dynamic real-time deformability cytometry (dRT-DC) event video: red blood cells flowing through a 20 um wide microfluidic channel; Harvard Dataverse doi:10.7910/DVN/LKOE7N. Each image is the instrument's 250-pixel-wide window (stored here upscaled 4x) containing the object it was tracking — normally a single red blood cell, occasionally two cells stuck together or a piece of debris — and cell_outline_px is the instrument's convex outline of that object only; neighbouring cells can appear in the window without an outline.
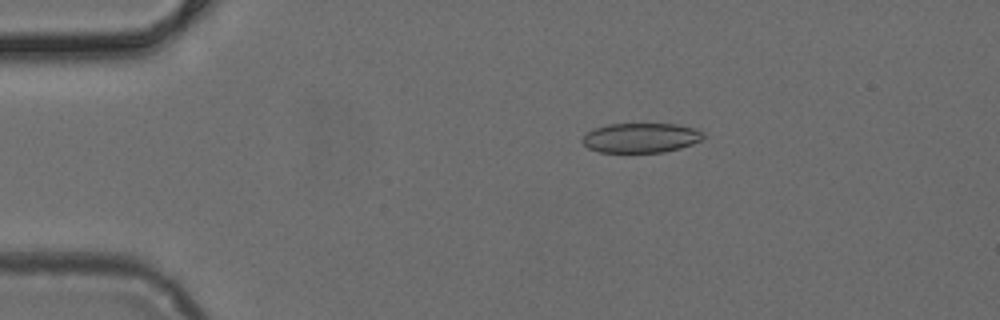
{"species": "common noctule bat (a hibernating species)", "species_latin": "Nyctalus noctula", "temperature_condition": "cold", "stored_images_in_passage": 49, "camera_frame_rate_fps": 3000, "um_per_image_px": 0.085, "animal": {"sex": "female", "body_mass_g": 24.6, "forearm_length_mm": 56.2}, "frame": {"image": 1, "passage_image": 9, "time_ms": 2.667, "image_size_px": [1000, 320], "cell_outline_px": [[704, 136], [700, 140], [692, 144], [680, 148], [664, 152], [600, 152], [588, 148], [580, 140], [588, 132], [596, 128], [608, 124], [676, 124], [692, 128], [704, 132]], "centroid_in_image_um": [54.47, 11.72], "position_along_channel_um": 30.5, "area_um2": 20.75}}
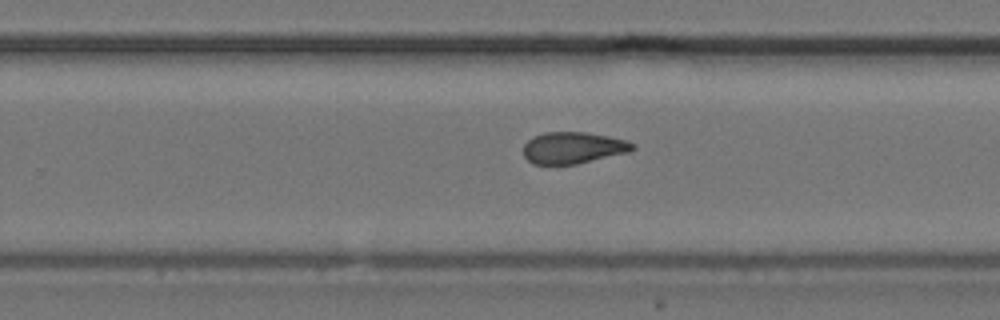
{"frame": {"image": 2, "passage_image": 31, "time_ms": 10.0, "image_size_px": [1000, 320], "cell_outline_px": [[636, 148], [628, 152], [576, 164], [532, 164], [524, 156], [524, 144], [532, 136], [544, 132], [588, 132], [628, 140], [636, 144]], "centroid_in_image_um": [48.72, 12.55], "position_along_channel_um": 281.1, "area_um2": 20.23}}
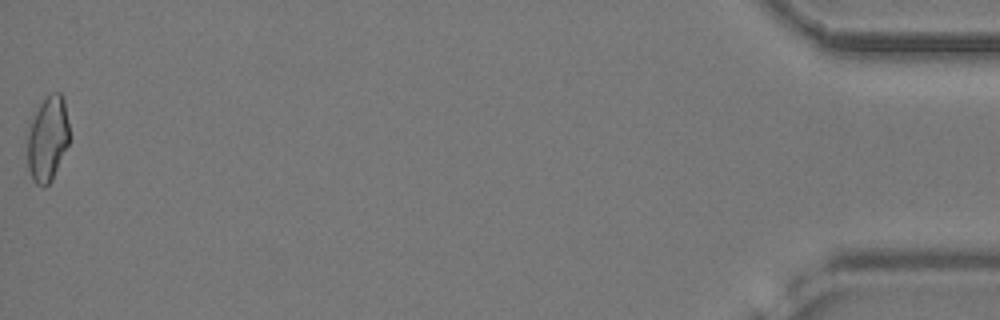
{"frame": {"image": 3, "passage_image": 49, "time_ms": 16.0, "image_size_px": [1000, 320], "cell_outline_px": [[68, 144], [52, 180], [44, 188], [36, 184], [32, 180], [28, 168], [28, 132], [32, 120], [44, 96], [52, 92], [60, 92], [64, 100], [68, 124]], "centroid_in_image_um": [4.04, 11.8], "position_along_channel_um": 431.2, "area_um2": 20.63}}